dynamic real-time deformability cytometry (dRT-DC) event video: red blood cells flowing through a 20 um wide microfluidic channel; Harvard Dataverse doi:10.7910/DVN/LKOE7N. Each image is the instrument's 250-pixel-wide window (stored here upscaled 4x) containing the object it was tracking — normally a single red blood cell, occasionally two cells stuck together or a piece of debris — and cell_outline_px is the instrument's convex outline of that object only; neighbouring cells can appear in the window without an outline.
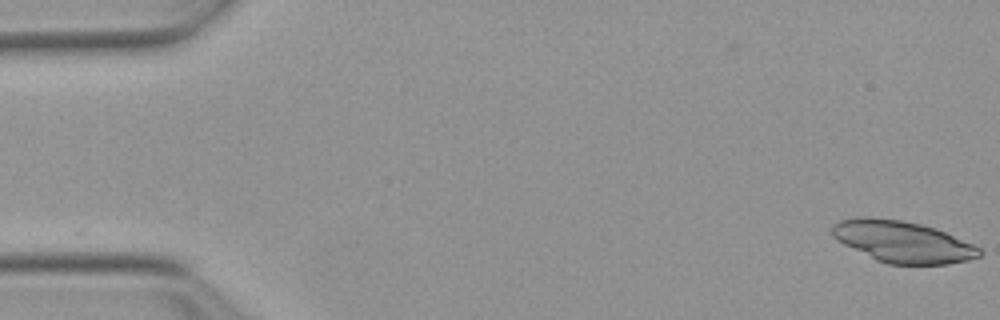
{"species": "Egyptian fruit bat (a non-hibernating species)", "species_latin": "Rousettus aegyptiacus", "temperature_condition": "warm", "stored_images_in_passage": 3, "camera_frame_rate_fps": 3000, "um_per_image_px": 0.085, "animal": {"sex": "female"}, "frame": {"image": 1, "passage_image": 1, "time_ms": 0.0, "image_size_px": [1000, 320], "cell_outline_px": [[984, 252], [980, 256], [968, 260], [948, 264], [888, 264], [876, 260], [836, 240], [832, 236], [832, 224], [840, 220], [856, 216], [868, 216], [900, 220], [920, 224], [936, 228], [972, 244], [980, 248]], "centroid_in_image_um": [76.7, 20.53], "position_along_channel_um": 8.3, "area_um2": 35.66}}